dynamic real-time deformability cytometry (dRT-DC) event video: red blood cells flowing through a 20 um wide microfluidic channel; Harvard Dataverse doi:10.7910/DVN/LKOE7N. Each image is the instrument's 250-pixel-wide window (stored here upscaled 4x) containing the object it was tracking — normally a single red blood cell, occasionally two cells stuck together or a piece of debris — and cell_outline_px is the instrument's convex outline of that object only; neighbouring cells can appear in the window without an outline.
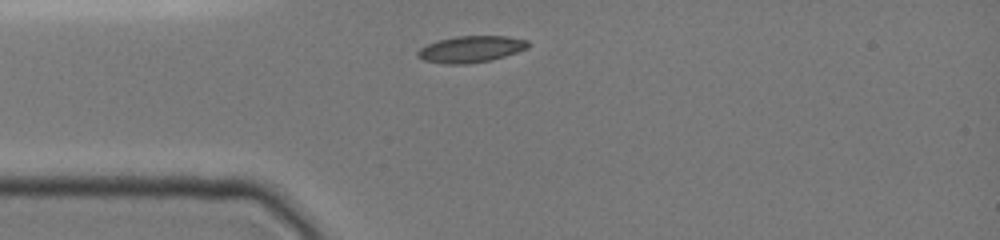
{"species": "common noctule bat (a hibernating species)", "species_latin": "Nyctalus noctula", "temperature_condition": "cold", "stored_images_in_passage": 2, "camera_frame_rate_fps": 3000, "um_per_image_px": 0.085, "animal": {"sex": "female", "body_mass_g": 19.0, "forearm_length_mm": 51.5}, "frame": {"image": 1, "passage_image": 1, "time_ms": 0.0, "image_size_px": [1000, 240], "cell_outline_px": [[528, 48], [504, 56], [488, 60], [464, 64], [448, 64], [424, 60], [416, 56], [416, 52], [420, 48], [428, 44], [440, 40], [456, 36], [508, 36], [528, 40]], "centroid_in_image_um": [40.02, 4.17], "position_along_channel_um": 45.0, "area_um2": 16.82}}